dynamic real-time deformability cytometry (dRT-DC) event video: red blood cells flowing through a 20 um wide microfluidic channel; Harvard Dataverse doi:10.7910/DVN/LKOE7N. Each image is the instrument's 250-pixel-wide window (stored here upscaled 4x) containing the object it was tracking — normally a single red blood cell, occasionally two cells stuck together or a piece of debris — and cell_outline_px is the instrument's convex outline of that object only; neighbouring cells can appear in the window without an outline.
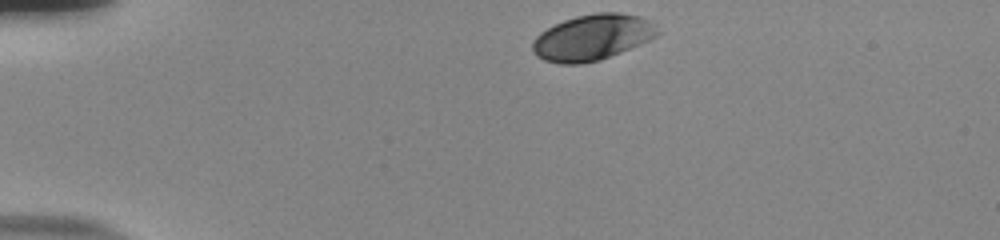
{"species": "human", "species_latin": "Homo sapiens", "temperature_condition": "room temperature", "stored_images_in_passage": 36, "camera_frame_rate_fps": 3000, "um_per_image_px": 0.085, "donor": {"sex": "male"}, "frame": {"image": 1, "passage_image": 1, "time_ms": 0.0, "image_size_px": [1000, 240], "cell_outline_px": [[660, 32], [656, 36], [640, 44], [600, 60], [580, 64], [560, 64], [544, 60], [536, 56], [532, 52], [532, 40], [540, 32], [564, 20], [576, 16], [596, 12], [620, 12], [640, 16], [652, 20]], "centroid_in_image_um": [50.35, 3.17], "position_along_channel_um": 34.7, "area_um2": 33.58}}
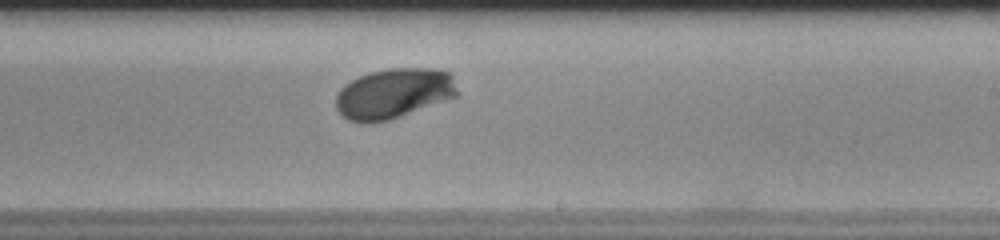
{"frame": {"image": 2, "passage_image": 24, "time_ms": 7.667, "image_size_px": [1000, 240], "cell_outline_px": [[460, 96], [388, 120], [368, 124], [348, 120], [336, 108], [336, 96], [340, 88], [344, 84], [360, 76], [372, 72], [388, 68], [432, 68], [448, 72], [452, 76], [460, 92]], "centroid_in_image_um": [33.5, 7.95], "position_along_channel_um": 255.5, "area_um2": 35.72}}
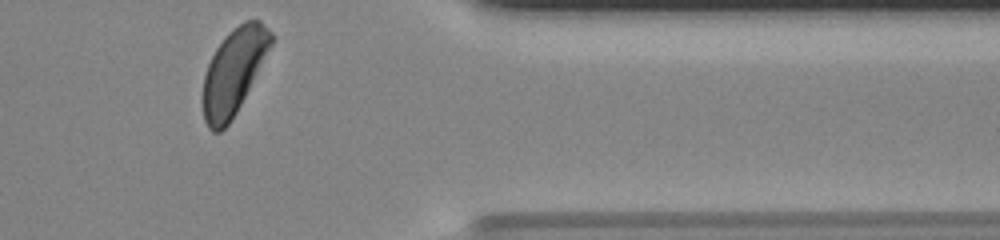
{"frame": {"image": 3, "passage_image": 36, "time_ms": 11.667, "image_size_px": [1000, 240], "cell_outline_px": [[276, 36], [272, 44], [236, 112], [228, 124], [220, 132], [212, 132], [208, 128], [204, 120], [204, 76], [208, 64], [216, 48], [228, 32], [232, 28], [244, 20], [260, 20]], "centroid_in_image_um": [19.88, 6.03], "position_along_channel_um": 391.5, "area_um2": 33.41}, "authors_computed_cell_mechanics": {"area_um2": 34.1887, "velocity_mm_per_s": 3.7251, "shape_relaxation_time_tau1_ms": 2.3106, "shape_relaxation_time_tau2_ms": null, "deformation_change_tau1": 0.1333, "deformation_change_tau2": null}}